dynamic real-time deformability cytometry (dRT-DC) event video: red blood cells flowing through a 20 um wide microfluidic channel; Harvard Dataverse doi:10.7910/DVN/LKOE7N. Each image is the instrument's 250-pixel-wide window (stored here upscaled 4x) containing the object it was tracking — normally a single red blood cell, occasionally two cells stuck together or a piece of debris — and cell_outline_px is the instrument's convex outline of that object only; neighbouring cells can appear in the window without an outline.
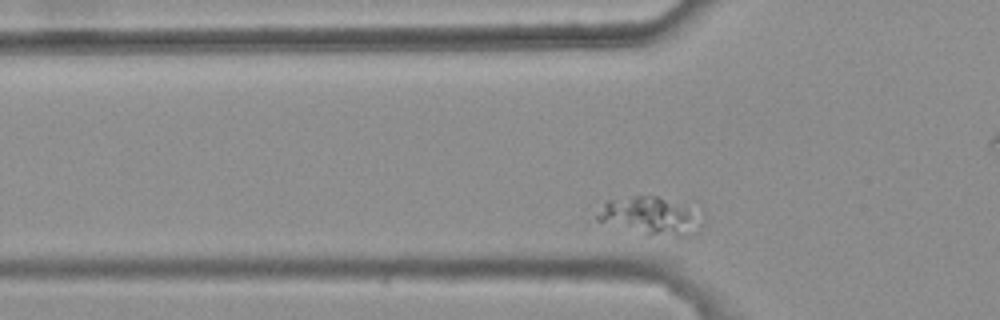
{"species": "common noctule bat (a hibernating species)", "species_latin": "Nyctalus noctula", "temperature_condition": "warm", "stored_images_in_passage": 6, "camera_frame_rate_fps": 3000, "um_per_image_px": 0.085, "animal": {"sex": "female", "body_mass_g": 25.1}, "frame": {"image": 1, "passage_image": 5, "time_ms": 1.333, "image_size_px": [1000, 320], "cell_outline_px": [[704, 220], [696, 232], [688, 236], [648, 236], [584, 228], [588, 220], [608, 200], [636, 196], [656, 196], [704, 212]], "centroid_in_image_um": [54.96, 18.47], "position_along_channel_um": 70.8, "area_um2": 26.13}}